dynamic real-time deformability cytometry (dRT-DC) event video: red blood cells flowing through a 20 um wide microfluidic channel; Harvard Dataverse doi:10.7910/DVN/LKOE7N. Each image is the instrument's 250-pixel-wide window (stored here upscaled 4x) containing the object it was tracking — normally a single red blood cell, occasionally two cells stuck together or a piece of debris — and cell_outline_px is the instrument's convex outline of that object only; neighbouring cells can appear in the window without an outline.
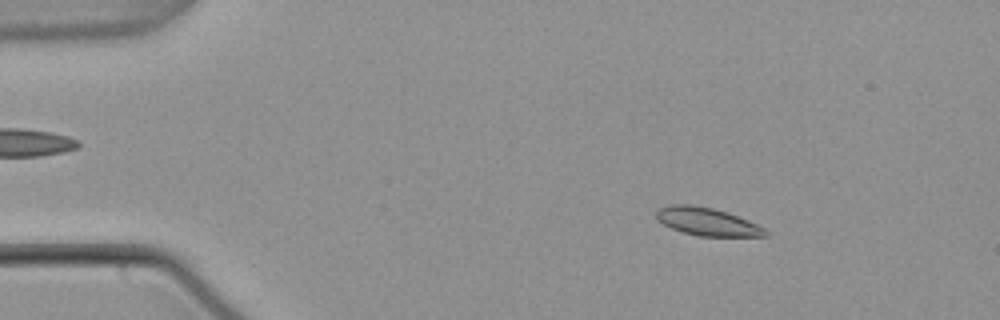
{"species": "common noctule bat (a hibernating species)", "species_latin": "Nyctalus noctula", "temperature_condition": "warm", "stored_images_in_passage": 54, "camera_frame_rate_fps": 3000, "um_per_image_px": 0.085, "animal": {"sex": "male", "body_mass_g": 21.5, "forearm_length_mm": 52.0}, "frame": {"image": 1, "passage_image": 8, "time_ms": 2.333, "image_size_px": [1000, 320], "cell_outline_px": [[768, 236], [700, 236], [684, 232], [672, 228], [656, 220], [656, 212], [660, 208], [672, 204], [692, 204], [712, 208], [728, 212], [748, 220], [764, 228], [768, 232]], "centroid_in_image_um": [60.11, 18.83], "position_along_channel_um": 24.9, "area_um2": 17.63}}
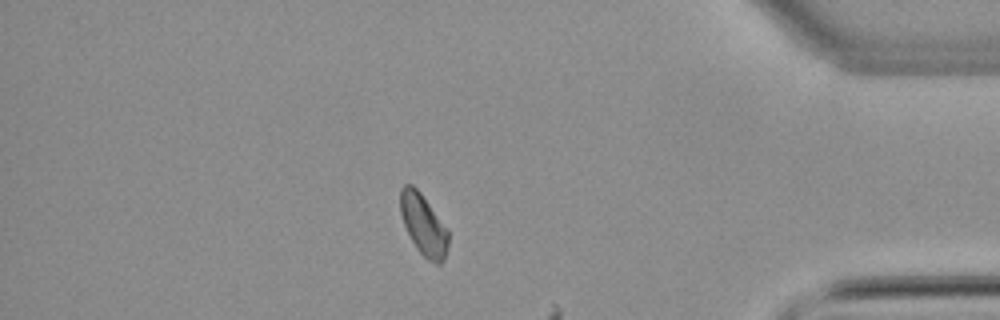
{"frame": {"image": 2, "passage_image": 47, "time_ms": 15.333, "image_size_px": [1000, 320], "cell_outline_px": [[448, 248], [444, 260], [440, 264], [436, 264], [428, 260], [416, 248], [404, 224], [400, 212], [400, 188], [404, 184], [412, 184], [420, 192], [448, 228]], "centroid_in_image_um": [36.01, 19.1], "position_along_channel_um": 399.2, "area_um2": 17.11}}